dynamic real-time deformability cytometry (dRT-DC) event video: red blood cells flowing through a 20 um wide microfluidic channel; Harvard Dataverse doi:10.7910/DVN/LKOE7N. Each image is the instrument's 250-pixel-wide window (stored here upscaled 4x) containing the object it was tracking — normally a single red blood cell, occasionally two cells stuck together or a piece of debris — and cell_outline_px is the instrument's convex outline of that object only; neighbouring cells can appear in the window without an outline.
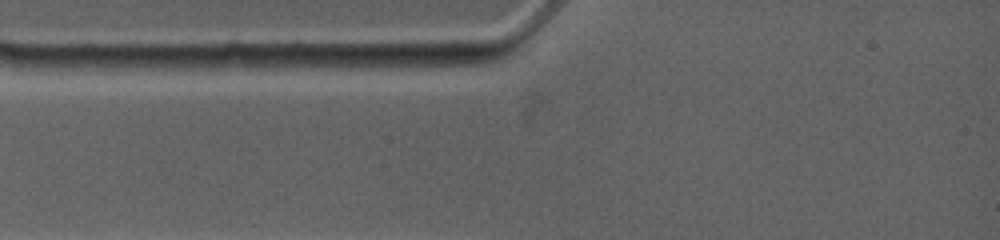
{"species": "common noctule bat (a hibernating species)", "species_latin": "Nyctalus noctula", "temperature_condition": "warm", "stored_images_in_passage": 3, "camera_frame_rate_fps": 4500, "um_per_image_px": 0.085, "animal": {"sex": "female", "body_mass_g": 19.0, "forearm_length_mm": 53.3}, "frame": {"image": 1, "passage_image": 1, "time_ms": 0.0, "image_size_px": [1000, 240], "cell_outline_px": [[396, 64], [388, 72], [280, 72], [276, 68], [276, 64], [300, 56], [388, 56]], "centroid_in_image_um": [28.65, 5.46], "position_along_channel_um": 56.4, "area_um2": 12.66}}